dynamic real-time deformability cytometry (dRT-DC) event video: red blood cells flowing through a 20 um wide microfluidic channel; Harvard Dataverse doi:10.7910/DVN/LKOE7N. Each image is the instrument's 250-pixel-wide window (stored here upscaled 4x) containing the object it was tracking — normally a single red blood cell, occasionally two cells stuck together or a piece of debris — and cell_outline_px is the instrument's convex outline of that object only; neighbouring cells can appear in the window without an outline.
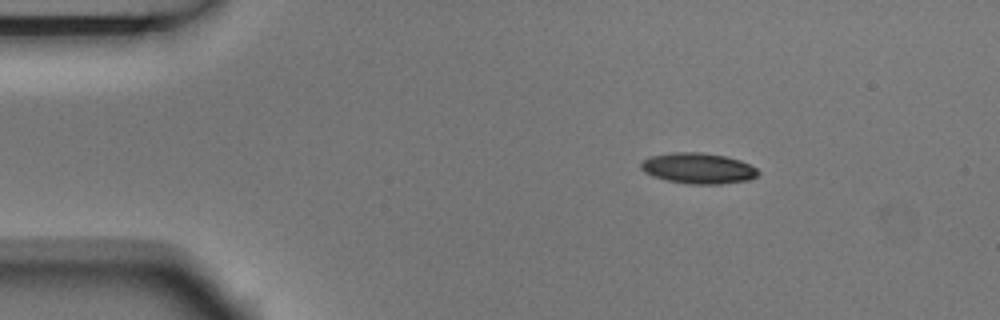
{"species": "Egyptian fruit bat (a non-hibernating species)", "species_latin": "Rousettus aegyptiacus", "temperature_condition": "room temperature", "stored_images_in_passage": 4, "camera_frame_rate_fps": 3000, "um_per_image_px": 0.085, "animal": {"sex": "male"}, "frame": {"image": 1, "passage_image": 2, "time_ms": 0.333, "image_size_px": [1000, 320], "cell_outline_px": [[760, 172], [756, 176], [748, 180], [720, 184], [688, 184], [668, 180], [652, 176], [644, 172], [640, 168], [640, 164], [644, 160], [652, 156], [672, 152], [700, 152], [724, 156], [740, 160], [756, 168]], "centroid_in_image_um": [59.33, 14.31], "position_along_channel_um": 25.7, "area_um2": 20.87}}